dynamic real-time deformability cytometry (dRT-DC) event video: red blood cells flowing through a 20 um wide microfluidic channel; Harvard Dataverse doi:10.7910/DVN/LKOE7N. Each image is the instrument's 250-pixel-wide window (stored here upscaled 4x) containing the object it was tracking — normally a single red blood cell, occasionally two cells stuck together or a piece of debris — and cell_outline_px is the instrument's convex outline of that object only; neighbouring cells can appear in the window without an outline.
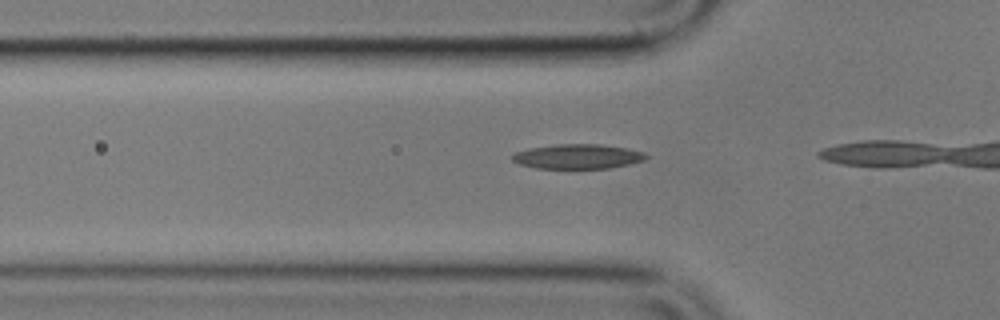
{"species": "common noctule bat (a hibernating species)", "species_latin": "Nyctalus noctula", "temperature_condition": "cold", "stored_images_in_passage": 6, "camera_frame_rate_fps": 3000, "um_per_image_px": 0.085, "animal": {"sex": "male", "body_mass_g": 17.9}, "frame": {"image": 1, "passage_image": 4, "time_ms": 1.0, "image_size_px": [1000, 320], "cell_outline_px": [[648, 156], [644, 160], [628, 164], [608, 168], [536, 168], [520, 164], [512, 160], [512, 156], [516, 152], [528, 148], [560, 144], [600, 144], [624, 148], [644, 152]], "centroid_in_image_um": [49.09, 13.3], "position_along_channel_um": 76.7, "area_um2": 18.96}}